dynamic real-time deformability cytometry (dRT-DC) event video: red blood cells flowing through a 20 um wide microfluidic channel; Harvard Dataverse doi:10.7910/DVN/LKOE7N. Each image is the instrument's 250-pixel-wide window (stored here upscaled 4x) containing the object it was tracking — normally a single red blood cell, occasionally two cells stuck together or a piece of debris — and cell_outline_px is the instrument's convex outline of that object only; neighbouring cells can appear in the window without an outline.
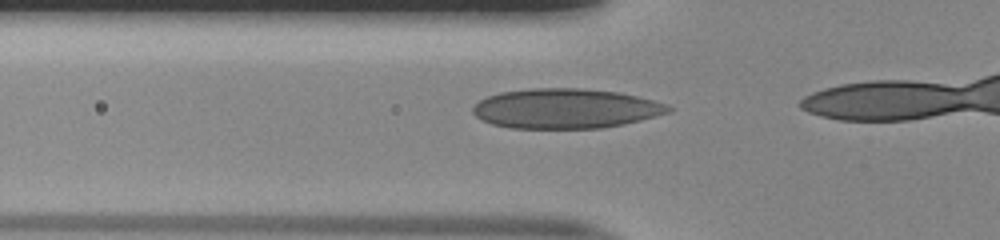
{"species": "human", "species_latin": "Homo sapiens", "temperature_condition": "room temperature", "stored_images_in_passage": 14, "camera_frame_rate_fps": 3000, "um_per_image_px": 0.085, "donor": {"sex": "male"}, "frame": {"image": 1, "passage_image": 12, "time_ms": 3.667, "image_size_px": [1000, 240], "cell_outline_px": [[672, 112], [624, 124], [600, 128], [512, 128], [492, 124], [476, 116], [472, 112], [472, 108], [480, 100], [488, 96], [500, 92], [532, 88], [580, 88], [620, 92], [668, 104], [672, 108]], "centroid_in_image_um": [48.09, 9.22], "position_along_channel_um": 77.7, "area_um2": 45.32}}